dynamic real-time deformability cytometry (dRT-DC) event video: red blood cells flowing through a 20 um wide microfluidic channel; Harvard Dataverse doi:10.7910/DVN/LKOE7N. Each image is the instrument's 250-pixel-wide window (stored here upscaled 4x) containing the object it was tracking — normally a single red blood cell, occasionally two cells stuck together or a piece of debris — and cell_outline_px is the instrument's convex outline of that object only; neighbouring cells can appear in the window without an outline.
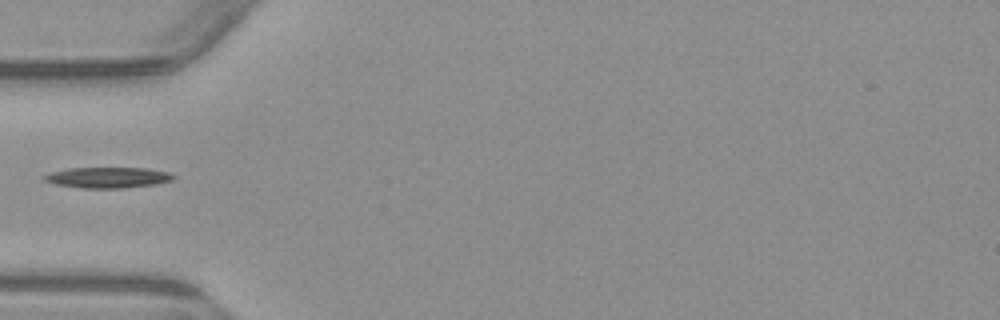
{"species": "common noctule bat (a hibernating species)", "species_latin": "Nyctalus noctula", "temperature_condition": "warm", "stored_images_in_passage": 4, "camera_frame_rate_fps": 3000, "um_per_image_px": 0.085, "animal": {"sex": "male", "body_mass_g": 23.1, "forearm_length_mm": 52.7}, "frame": {"image": 1, "passage_image": 4, "time_ms": 5.0, "image_size_px": [1000, 320], "cell_outline_px": [[176, 176], [172, 180], [156, 184], [124, 188], [80, 188], [56, 184], [44, 180], [40, 176], [52, 172], [68, 168], [144, 168], [168, 172]], "centroid_in_image_um": [9.14, 15.09], "position_along_channel_um": 75.9, "area_um2": 15.61}}